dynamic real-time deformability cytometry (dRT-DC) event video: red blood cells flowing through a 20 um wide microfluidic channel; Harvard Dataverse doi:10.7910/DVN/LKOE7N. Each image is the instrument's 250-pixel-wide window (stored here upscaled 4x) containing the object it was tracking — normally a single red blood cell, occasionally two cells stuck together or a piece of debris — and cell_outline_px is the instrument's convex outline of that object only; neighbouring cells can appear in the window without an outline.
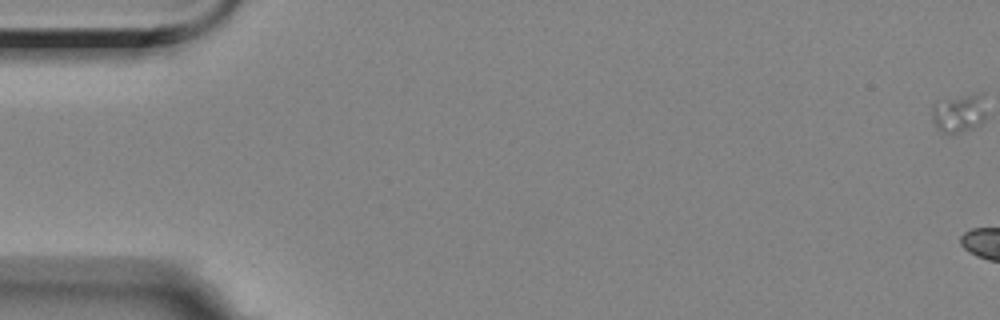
{"species": "Egyptian fruit bat (a non-hibernating species)", "species_latin": "Rousettus aegyptiacus", "temperature_condition": "room temperature", "stored_images_in_passage": 8, "camera_frame_rate_fps": 3000, "um_per_image_px": 0.085, "animal": {"sex": "female"}, "frame": {"image": 1, "passage_image": 1, "time_ms": 0.0, "image_size_px": [1000, 320], "cell_outline_px": [[984, 120], [980, 124], [972, 128], [956, 132], [940, 132], [932, 120], [932, 108], [948, 100], [968, 96], [976, 96], [984, 112]], "centroid_in_image_um": [81.44, 9.74], "position_along_channel_um": 3.6, "area_um2": 10.64}}